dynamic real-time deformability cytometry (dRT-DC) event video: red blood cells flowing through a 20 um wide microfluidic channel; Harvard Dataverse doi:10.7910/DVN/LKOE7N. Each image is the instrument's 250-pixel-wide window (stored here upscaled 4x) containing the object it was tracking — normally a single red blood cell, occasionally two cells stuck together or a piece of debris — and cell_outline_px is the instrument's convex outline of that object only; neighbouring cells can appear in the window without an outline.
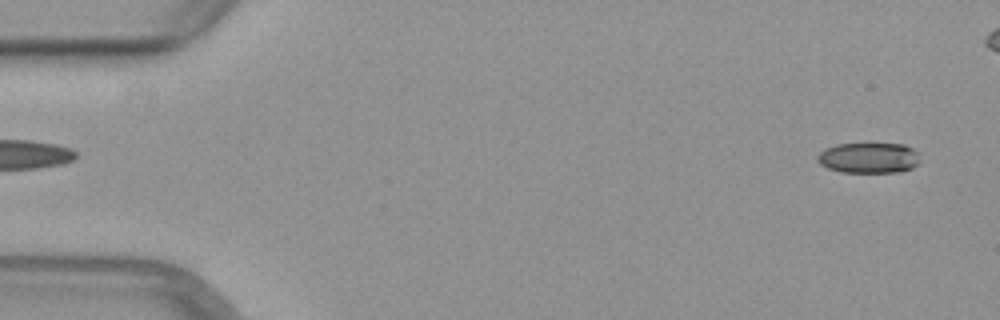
{"species": "common noctule bat (a hibernating species)", "species_latin": "Nyctalus noctula", "temperature_condition": "warm", "stored_images_in_passage": 8, "camera_frame_rate_fps": 3000, "um_per_image_px": 0.085, "animal": {"sex": "female", "body_mass_g": 29.2, "forearm_length_mm": 56.3}, "frame": {"image": 1, "passage_image": 2, "time_ms": 0.333, "image_size_px": [1000, 320], "cell_outline_px": [[920, 164], [912, 168], [896, 172], [840, 172], [828, 168], [820, 164], [816, 160], [816, 156], [824, 148], [836, 144], [904, 144], [920, 152]], "centroid_in_image_um": [73.86, 13.41], "position_along_channel_um": 11.1, "area_um2": 18.55}}